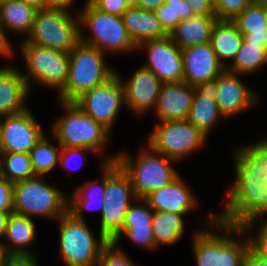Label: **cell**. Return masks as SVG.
I'll return each instance as SVG.
<instances>
[{
    "instance_id": "cell-1",
    "label": "cell",
    "mask_w": 267,
    "mask_h": 266,
    "mask_svg": "<svg viewBox=\"0 0 267 266\" xmlns=\"http://www.w3.org/2000/svg\"><path fill=\"white\" fill-rule=\"evenodd\" d=\"M204 226L205 230H196L192 235V253L196 266H245L246 253L250 248L249 239L226 209L219 214H211ZM213 228H218V232L213 231ZM219 229L226 234L221 235ZM231 233L238 235L239 239L244 238L243 241L230 237Z\"/></svg>"
},
{
    "instance_id": "cell-2",
    "label": "cell",
    "mask_w": 267,
    "mask_h": 266,
    "mask_svg": "<svg viewBox=\"0 0 267 266\" xmlns=\"http://www.w3.org/2000/svg\"><path fill=\"white\" fill-rule=\"evenodd\" d=\"M68 79L57 94L59 101L74 102L84 92L99 86L115 74L116 70L104 61L105 53L96 47L79 42L69 53Z\"/></svg>"
},
{
    "instance_id": "cell-3",
    "label": "cell",
    "mask_w": 267,
    "mask_h": 266,
    "mask_svg": "<svg viewBox=\"0 0 267 266\" xmlns=\"http://www.w3.org/2000/svg\"><path fill=\"white\" fill-rule=\"evenodd\" d=\"M80 12V27L84 26V29L90 31L89 35H84L85 30L80 28L81 42L96 47L105 54L108 50L119 53L137 50V45L131 39L121 16L100 11L88 0Z\"/></svg>"
},
{
    "instance_id": "cell-4",
    "label": "cell",
    "mask_w": 267,
    "mask_h": 266,
    "mask_svg": "<svg viewBox=\"0 0 267 266\" xmlns=\"http://www.w3.org/2000/svg\"><path fill=\"white\" fill-rule=\"evenodd\" d=\"M140 151L139 156L122 151L117 153L116 162L128 174L137 199L148 196L151 192L165 187L179 174L172 166V160L153 151L148 145Z\"/></svg>"
},
{
    "instance_id": "cell-5",
    "label": "cell",
    "mask_w": 267,
    "mask_h": 266,
    "mask_svg": "<svg viewBox=\"0 0 267 266\" xmlns=\"http://www.w3.org/2000/svg\"><path fill=\"white\" fill-rule=\"evenodd\" d=\"M104 199L99 236L112 242L122 232L127 210L137 199L130 177L117 162L105 163Z\"/></svg>"
},
{
    "instance_id": "cell-6",
    "label": "cell",
    "mask_w": 267,
    "mask_h": 266,
    "mask_svg": "<svg viewBox=\"0 0 267 266\" xmlns=\"http://www.w3.org/2000/svg\"><path fill=\"white\" fill-rule=\"evenodd\" d=\"M60 103L65 114L51 128L58 147L88 148L101 154L110 137V131L85 114L75 102Z\"/></svg>"
},
{
    "instance_id": "cell-7",
    "label": "cell",
    "mask_w": 267,
    "mask_h": 266,
    "mask_svg": "<svg viewBox=\"0 0 267 266\" xmlns=\"http://www.w3.org/2000/svg\"><path fill=\"white\" fill-rule=\"evenodd\" d=\"M76 17L67 8L38 10L32 28L23 41L70 53L80 42V20L78 15Z\"/></svg>"
},
{
    "instance_id": "cell-8",
    "label": "cell",
    "mask_w": 267,
    "mask_h": 266,
    "mask_svg": "<svg viewBox=\"0 0 267 266\" xmlns=\"http://www.w3.org/2000/svg\"><path fill=\"white\" fill-rule=\"evenodd\" d=\"M60 224L59 256L66 266H98L102 249L109 243L103 236L97 239L85 220L66 212Z\"/></svg>"
},
{
    "instance_id": "cell-9",
    "label": "cell",
    "mask_w": 267,
    "mask_h": 266,
    "mask_svg": "<svg viewBox=\"0 0 267 266\" xmlns=\"http://www.w3.org/2000/svg\"><path fill=\"white\" fill-rule=\"evenodd\" d=\"M44 177L34 176L14 183V213L58 220L67 212L68 196L45 183Z\"/></svg>"
},
{
    "instance_id": "cell-10",
    "label": "cell",
    "mask_w": 267,
    "mask_h": 266,
    "mask_svg": "<svg viewBox=\"0 0 267 266\" xmlns=\"http://www.w3.org/2000/svg\"><path fill=\"white\" fill-rule=\"evenodd\" d=\"M20 48L27 69V74L23 73L22 75L26 79L29 89L31 90L32 81H36L45 87L55 88L59 94L68 79L69 53L25 41H22Z\"/></svg>"
},
{
    "instance_id": "cell-11",
    "label": "cell",
    "mask_w": 267,
    "mask_h": 266,
    "mask_svg": "<svg viewBox=\"0 0 267 266\" xmlns=\"http://www.w3.org/2000/svg\"><path fill=\"white\" fill-rule=\"evenodd\" d=\"M152 131L146 145L173 162L201 149L207 140V136L187 120L162 121Z\"/></svg>"
},
{
    "instance_id": "cell-12",
    "label": "cell",
    "mask_w": 267,
    "mask_h": 266,
    "mask_svg": "<svg viewBox=\"0 0 267 266\" xmlns=\"http://www.w3.org/2000/svg\"><path fill=\"white\" fill-rule=\"evenodd\" d=\"M234 155L235 179L227 196L242 188L251 195L267 197V139L237 148Z\"/></svg>"
},
{
    "instance_id": "cell-13",
    "label": "cell",
    "mask_w": 267,
    "mask_h": 266,
    "mask_svg": "<svg viewBox=\"0 0 267 266\" xmlns=\"http://www.w3.org/2000/svg\"><path fill=\"white\" fill-rule=\"evenodd\" d=\"M225 209L246 232L250 249L262 259L267 260V219L262 221L260 228L257 227L256 236L250 235L252 228L255 229L256 227V221L267 213V197L254 196L240 188L228 196Z\"/></svg>"
},
{
    "instance_id": "cell-14",
    "label": "cell",
    "mask_w": 267,
    "mask_h": 266,
    "mask_svg": "<svg viewBox=\"0 0 267 266\" xmlns=\"http://www.w3.org/2000/svg\"><path fill=\"white\" fill-rule=\"evenodd\" d=\"M74 102L85 114L110 131L121 106L125 105L121 80L115 74L105 83L84 92Z\"/></svg>"
},
{
    "instance_id": "cell-15",
    "label": "cell",
    "mask_w": 267,
    "mask_h": 266,
    "mask_svg": "<svg viewBox=\"0 0 267 266\" xmlns=\"http://www.w3.org/2000/svg\"><path fill=\"white\" fill-rule=\"evenodd\" d=\"M138 49L146 50L148 55L147 62L142 66L152 71L162 83L183 81L182 49L170 36L144 41L137 46Z\"/></svg>"
},
{
    "instance_id": "cell-16",
    "label": "cell",
    "mask_w": 267,
    "mask_h": 266,
    "mask_svg": "<svg viewBox=\"0 0 267 266\" xmlns=\"http://www.w3.org/2000/svg\"><path fill=\"white\" fill-rule=\"evenodd\" d=\"M2 119L1 153L30 154L45 135L29 108L20 114Z\"/></svg>"
},
{
    "instance_id": "cell-17",
    "label": "cell",
    "mask_w": 267,
    "mask_h": 266,
    "mask_svg": "<svg viewBox=\"0 0 267 266\" xmlns=\"http://www.w3.org/2000/svg\"><path fill=\"white\" fill-rule=\"evenodd\" d=\"M239 76L242 75L225 69L211 84L224 119L243 113L258 101L255 91L248 88Z\"/></svg>"
},
{
    "instance_id": "cell-18",
    "label": "cell",
    "mask_w": 267,
    "mask_h": 266,
    "mask_svg": "<svg viewBox=\"0 0 267 266\" xmlns=\"http://www.w3.org/2000/svg\"><path fill=\"white\" fill-rule=\"evenodd\" d=\"M183 81L193 87L211 86L226 69L213 51L210 42L182 49Z\"/></svg>"
},
{
    "instance_id": "cell-19",
    "label": "cell",
    "mask_w": 267,
    "mask_h": 266,
    "mask_svg": "<svg viewBox=\"0 0 267 266\" xmlns=\"http://www.w3.org/2000/svg\"><path fill=\"white\" fill-rule=\"evenodd\" d=\"M116 74L123 85L124 102L128 109L135 114H144L151 111V108L155 109L163 83L152 71L140 66L126 83L117 70Z\"/></svg>"
},
{
    "instance_id": "cell-20",
    "label": "cell",
    "mask_w": 267,
    "mask_h": 266,
    "mask_svg": "<svg viewBox=\"0 0 267 266\" xmlns=\"http://www.w3.org/2000/svg\"><path fill=\"white\" fill-rule=\"evenodd\" d=\"M194 93L195 87L184 81L163 83L154 109L159 122L186 120Z\"/></svg>"
},
{
    "instance_id": "cell-21",
    "label": "cell",
    "mask_w": 267,
    "mask_h": 266,
    "mask_svg": "<svg viewBox=\"0 0 267 266\" xmlns=\"http://www.w3.org/2000/svg\"><path fill=\"white\" fill-rule=\"evenodd\" d=\"M189 188L178 175L168 185L151 192L144 199L154 211L186 215L199 205Z\"/></svg>"
},
{
    "instance_id": "cell-22",
    "label": "cell",
    "mask_w": 267,
    "mask_h": 266,
    "mask_svg": "<svg viewBox=\"0 0 267 266\" xmlns=\"http://www.w3.org/2000/svg\"><path fill=\"white\" fill-rule=\"evenodd\" d=\"M0 69V117L17 115L26 111L29 87L26 79L15 66Z\"/></svg>"
},
{
    "instance_id": "cell-23",
    "label": "cell",
    "mask_w": 267,
    "mask_h": 266,
    "mask_svg": "<svg viewBox=\"0 0 267 266\" xmlns=\"http://www.w3.org/2000/svg\"><path fill=\"white\" fill-rule=\"evenodd\" d=\"M102 161V182L101 185L98 181H87L84 184L78 186L77 190L72 192V196L68 197L67 212L70 213L74 218L85 220L83 211L86 210H100V214L104 208V193H105V163L116 162L118 154L111 155L108 157L105 154Z\"/></svg>"
},
{
    "instance_id": "cell-24",
    "label": "cell",
    "mask_w": 267,
    "mask_h": 266,
    "mask_svg": "<svg viewBox=\"0 0 267 266\" xmlns=\"http://www.w3.org/2000/svg\"><path fill=\"white\" fill-rule=\"evenodd\" d=\"M224 116L220 113L212 86H197L187 121L208 136L211 129Z\"/></svg>"
},
{
    "instance_id": "cell-25",
    "label": "cell",
    "mask_w": 267,
    "mask_h": 266,
    "mask_svg": "<svg viewBox=\"0 0 267 266\" xmlns=\"http://www.w3.org/2000/svg\"><path fill=\"white\" fill-rule=\"evenodd\" d=\"M121 17L131 39L137 46L147 40L169 36L154 11L129 7Z\"/></svg>"
},
{
    "instance_id": "cell-26",
    "label": "cell",
    "mask_w": 267,
    "mask_h": 266,
    "mask_svg": "<svg viewBox=\"0 0 267 266\" xmlns=\"http://www.w3.org/2000/svg\"><path fill=\"white\" fill-rule=\"evenodd\" d=\"M232 22L243 34L244 42L267 49V20L265 3L253 2L247 6Z\"/></svg>"
},
{
    "instance_id": "cell-27",
    "label": "cell",
    "mask_w": 267,
    "mask_h": 266,
    "mask_svg": "<svg viewBox=\"0 0 267 266\" xmlns=\"http://www.w3.org/2000/svg\"><path fill=\"white\" fill-rule=\"evenodd\" d=\"M216 16L194 15L187 20L180 21L170 33L173 42L180 48L210 42Z\"/></svg>"
},
{
    "instance_id": "cell-28",
    "label": "cell",
    "mask_w": 267,
    "mask_h": 266,
    "mask_svg": "<svg viewBox=\"0 0 267 266\" xmlns=\"http://www.w3.org/2000/svg\"><path fill=\"white\" fill-rule=\"evenodd\" d=\"M243 34L229 20H217L213 25L210 44L220 62L227 67L225 60L232 63L243 44Z\"/></svg>"
},
{
    "instance_id": "cell-29",
    "label": "cell",
    "mask_w": 267,
    "mask_h": 266,
    "mask_svg": "<svg viewBox=\"0 0 267 266\" xmlns=\"http://www.w3.org/2000/svg\"><path fill=\"white\" fill-rule=\"evenodd\" d=\"M36 226L32 218L11 213L6 227L5 239L11 244L1 243L7 253H30L29 245L36 240Z\"/></svg>"
},
{
    "instance_id": "cell-30",
    "label": "cell",
    "mask_w": 267,
    "mask_h": 266,
    "mask_svg": "<svg viewBox=\"0 0 267 266\" xmlns=\"http://www.w3.org/2000/svg\"><path fill=\"white\" fill-rule=\"evenodd\" d=\"M37 9L24 1H7L0 4V20L7 36L8 31L22 36L29 34L35 20Z\"/></svg>"
},
{
    "instance_id": "cell-31",
    "label": "cell",
    "mask_w": 267,
    "mask_h": 266,
    "mask_svg": "<svg viewBox=\"0 0 267 266\" xmlns=\"http://www.w3.org/2000/svg\"><path fill=\"white\" fill-rule=\"evenodd\" d=\"M184 214L154 211L152 227L157 248L159 245H173L185 233Z\"/></svg>"
},
{
    "instance_id": "cell-32",
    "label": "cell",
    "mask_w": 267,
    "mask_h": 266,
    "mask_svg": "<svg viewBox=\"0 0 267 266\" xmlns=\"http://www.w3.org/2000/svg\"><path fill=\"white\" fill-rule=\"evenodd\" d=\"M266 64L267 49L243 41L235 59L232 63H227L226 69L245 76L261 70Z\"/></svg>"
},
{
    "instance_id": "cell-33",
    "label": "cell",
    "mask_w": 267,
    "mask_h": 266,
    "mask_svg": "<svg viewBox=\"0 0 267 266\" xmlns=\"http://www.w3.org/2000/svg\"><path fill=\"white\" fill-rule=\"evenodd\" d=\"M34 176L30 154L0 153V177L15 183Z\"/></svg>"
},
{
    "instance_id": "cell-34",
    "label": "cell",
    "mask_w": 267,
    "mask_h": 266,
    "mask_svg": "<svg viewBox=\"0 0 267 266\" xmlns=\"http://www.w3.org/2000/svg\"><path fill=\"white\" fill-rule=\"evenodd\" d=\"M154 12L169 35L180 21L194 16L192 8L186 0H166Z\"/></svg>"
},
{
    "instance_id": "cell-35",
    "label": "cell",
    "mask_w": 267,
    "mask_h": 266,
    "mask_svg": "<svg viewBox=\"0 0 267 266\" xmlns=\"http://www.w3.org/2000/svg\"><path fill=\"white\" fill-rule=\"evenodd\" d=\"M60 149L50 145L44 135L30 152L31 162L36 176H44L53 171L59 161Z\"/></svg>"
},
{
    "instance_id": "cell-36",
    "label": "cell",
    "mask_w": 267,
    "mask_h": 266,
    "mask_svg": "<svg viewBox=\"0 0 267 266\" xmlns=\"http://www.w3.org/2000/svg\"><path fill=\"white\" fill-rule=\"evenodd\" d=\"M122 235L128 237L132 243L138 246H142L148 250H156V242L153 236L152 225L141 227H123L122 232L112 241V243L118 244Z\"/></svg>"
},
{
    "instance_id": "cell-37",
    "label": "cell",
    "mask_w": 267,
    "mask_h": 266,
    "mask_svg": "<svg viewBox=\"0 0 267 266\" xmlns=\"http://www.w3.org/2000/svg\"><path fill=\"white\" fill-rule=\"evenodd\" d=\"M140 204H131L128 208L125 223L123 227H141L152 225L154 210L149 206L148 202L142 199H136Z\"/></svg>"
},
{
    "instance_id": "cell-38",
    "label": "cell",
    "mask_w": 267,
    "mask_h": 266,
    "mask_svg": "<svg viewBox=\"0 0 267 266\" xmlns=\"http://www.w3.org/2000/svg\"><path fill=\"white\" fill-rule=\"evenodd\" d=\"M253 2V0H217L214 3L216 17L218 20L232 21Z\"/></svg>"
},
{
    "instance_id": "cell-39",
    "label": "cell",
    "mask_w": 267,
    "mask_h": 266,
    "mask_svg": "<svg viewBox=\"0 0 267 266\" xmlns=\"http://www.w3.org/2000/svg\"><path fill=\"white\" fill-rule=\"evenodd\" d=\"M116 247L115 243L109 242L102 249L98 266H136L122 249Z\"/></svg>"
},
{
    "instance_id": "cell-40",
    "label": "cell",
    "mask_w": 267,
    "mask_h": 266,
    "mask_svg": "<svg viewBox=\"0 0 267 266\" xmlns=\"http://www.w3.org/2000/svg\"><path fill=\"white\" fill-rule=\"evenodd\" d=\"M95 8L108 14L122 16L129 8L125 0H88Z\"/></svg>"
},
{
    "instance_id": "cell-41",
    "label": "cell",
    "mask_w": 267,
    "mask_h": 266,
    "mask_svg": "<svg viewBox=\"0 0 267 266\" xmlns=\"http://www.w3.org/2000/svg\"><path fill=\"white\" fill-rule=\"evenodd\" d=\"M14 183L0 177V211L13 212Z\"/></svg>"
},
{
    "instance_id": "cell-42",
    "label": "cell",
    "mask_w": 267,
    "mask_h": 266,
    "mask_svg": "<svg viewBox=\"0 0 267 266\" xmlns=\"http://www.w3.org/2000/svg\"><path fill=\"white\" fill-rule=\"evenodd\" d=\"M89 151L93 152V150L88 149V148L61 147L58 164L60 163L64 167V169L70 170V169H68V166H69L70 160H72L71 158H75V159L76 158H78V159L81 158L80 161L83 162L84 161V157H85L84 153L89 152Z\"/></svg>"
},
{
    "instance_id": "cell-43",
    "label": "cell",
    "mask_w": 267,
    "mask_h": 266,
    "mask_svg": "<svg viewBox=\"0 0 267 266\" xmlns=\"http://www.w3.org/2000/svg\"><path fill=\"white\" fill-rule=\"evenodd\" d=\"M33 253H7L5 266H38L37 256Z\"/></svg>"
},
{
    "instance_id": "cell-44",
    "label": "cell",
    "mask_w": 267,
    "mask_h": 266,
    "mask_svg": "<svg viewBox=\"0 0 267 266\" xmlns=\"http://www.w3.org/2000/svg\"><path fill=\"white\" fill-rule=\"evenodd\" d=\"M190 4L194 15L216 16L214 3L211 0H186Z\"/></svg>"
},
{
    "instance_id": "cell-45",
    "label": "cell",
    "mask_w": 267,
    "mask_h": 266,
    "mask_svg": "<svg viewBox=\"0 0 267 266\" xmlns=\"http://www.w3.org/2000/svg\"><path fill=\"white\" fill-rule=\"evenodd\" d=\"M0 52L4 55V57L13 56V48L10 45V40H8V36L5 35V32L2 27V23L0 20Z\"/></svg>"
},
{
    "instance_id": "cell-46",
    "label": "cell",
    "mask_w": 267,
    "mask_h": 266,
    "mask_svg": "<svg viewBox=\"0 0 267 266\" xmlns=\"http://www.w3.org/2000/svg\"><path fill=\"white\" fill-rule=\"evenodd\" d=\"M245 266H267V260L262 259L249 248L245 257Z\"/></svg>"
},
{
    "instance_id": "cell-47",
    "label": "cell",
    "mask_w": 267,
    "mask_h": 266,
    "mask_svg": "<svg viewBox=\"0 0 267 266\" xmlns=\"http://www.w3.org/2000/svg\"><path fill=\"white\" fill-rule=\"evenodd\" d=\"M166 0H140L138 7L143 10L155 11Z\"/></svg>"
},
{
    "instance_id": "cell-48",
    "label": "cell",
    "mask_w": 267,
    "mask_h": 266,
    "mask_svg": "<svg viewBox=\"0 0 267 266\" xmlns=\"http://www.w3.org/2000/svg\"><path fill=\"white\" fill-rule=\"evenodd\" d=\"M11 213L13 212L0 211V244L2 243V239L5 237L7 221Z\"/></svg>"
},
{
    "instance_id": "cell-49",
    "label": "cell",
    "mask_w": 267,
    "mask_h": 266,
    "mask_svg": "<svg viewBox=\"0 0 267 266\" xmlns=\"http://www.w3.org/2000/svg\"><path fill=\"white\" fill-rule=\"evenodd\" d=\"M74 3V0H47V8L61 7L69 9Z\"/></svg>"
},
{
    "instance_id": "cell-50",
    "label": "cell",
    "mask_w": 267,
    "mask_h": 266,
    "mask_svg": "<svg viewBox=\"0 0 267 266\" xmlns=\"http://www.w3.org/2000/svg\"><path fill=\"white\" fill-rule=\"evenodd\" d=\"M37 10L47 9V0H21Z\"/></svg>"
},
{
    "instance_id": "cell-51",
    "label": "cell",
    "mask_w": 267,
    "mask_h": 266,
    "mask_svg": "<svg viewBox=\"0 0 267 266\" xmlns=\"http://www.w3.org/2000/svg\"><path fill=\"white\" fill-rule=\"evenodd\" d=\"M7 256V251L5 248L0 244V266H5V260Z\"/></svg>"
},
{
    "instance_id": "cell-52",
    "label": "cell",
    "mask_w": 267,
    "mask_h": 266,
    "mask_svg": "<svg viewBox=\"0 0 267 266\" xmlns=\"http://www.w3.org/2000/svg\"><path fill=\"white\" fill-rule=\"evenodd\" d=\"M140 0H125L128 7H138Z\"/></svg>"
},
{
    "instance_id": "cell-53",
    "label": "cell",
    "mask_w": 267,
    "mask_h": 266,
    "mask_svg": "<svg viewBox=\"0 0 267 266\" xmlns=\"http://www.w3.org/2000/svg\"><path fill=\"white\" fill-rule=\"evenodd\" d=\"M1 142H2V119L0 117V153H1Z\"/></svg>"
},
{
    "instance_id": "cell-54",
    "label": "cell",
    "mask_w": 267,
    "mask_h": 266,
    "mask_svg": "<svg viewBox=\"0 0 267 266\" xmlns=\"http://www.w3.org/2000/svg\"><path fill=\"white\" fill-rule=\"evenodd\" d=\"M256 3H267V0H253Z\"/></svg>"
},
{
    "instance_id": "cell-55",
    "label": "cell",
    "mask_w": 267,
    "mask_h": 266,
    "mask_svg": "<svg viewBox=\"0 0 267 266\" xmlns=\"http://www.w3.org/2000/svg\"><path fill=\"white\" fill-rule=\"evenodd\" d=\"M265 16H266V20H267V3H265Z\"/></svg>"
},
{
    "instance_id": "cell-56",
    "label": "cell",
    "mask_w": 267,
    "mask_h": 266,
    "mask_svg": "<svg viewBox=\"0 0 267 266\" xmlns=\"http://www.w3.org/2000/svg\"><path fill=\"white\" fill-rule=\"evenodd\" d=\"M7 1H17V0H0V4L4 3V2H7Z\"/></svg>"
}]
</instances>
